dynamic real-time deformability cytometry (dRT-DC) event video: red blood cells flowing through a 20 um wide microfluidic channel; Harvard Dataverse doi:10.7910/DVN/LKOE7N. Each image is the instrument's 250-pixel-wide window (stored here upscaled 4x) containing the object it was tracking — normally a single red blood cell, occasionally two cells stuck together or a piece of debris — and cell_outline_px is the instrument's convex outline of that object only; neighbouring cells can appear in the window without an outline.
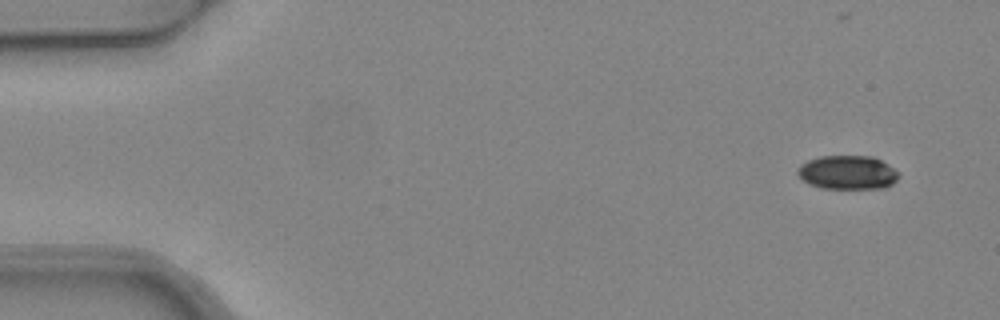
{"species": "common noctule bat (a hibernating species)", "species_latin": "Nyctalus noctula", "temperature_condition": "warm", "stored_images_in_passage": 4, "camera_frame_rate_fps": 3000, "um_per_image_px": 0.085, "animal": {"sex": "female", "body_mass_g": 24.6, "forearm_length_mm": 56.2}, "frame": {"image": 1, "passage_image": 1, "time_ms": 0.0, "image_size_px": [1000, 320], "cell_outline_px": [[900, 176], [892, 184], [884, 188], [820, 188], [808, 184], [796, 172], [800, 164], [808, 160], [820, 156], [872, 156], [888, 164]], "centroid_in_image_um": [72.02, 14.66], "position_along_channel_um": 13.0, "area_um2": 19.88}}
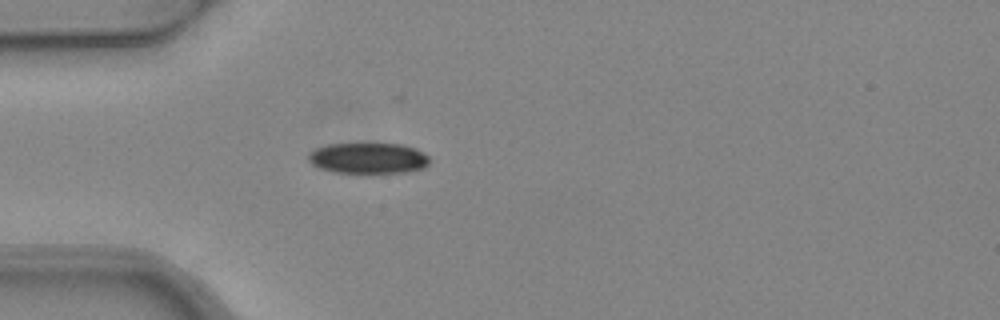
{"frame": {"image": 2, "passage_image": 4, "time_ms": 1.0, "image_size_px": [1000, 320], "cell_outline_px": [[428, 164], [424, 168], [404, 172], [336, 172], [320, 168], [312, 164], [308, 160], [308, 152], [316, 148], [328, 144], [404, 144], [416, 148], [424, 152], [428, 156]], "centroid_in_image_um": [31.3, 13.43], "position_along_channel_um": 53.7, "area_um2": 21.62}}